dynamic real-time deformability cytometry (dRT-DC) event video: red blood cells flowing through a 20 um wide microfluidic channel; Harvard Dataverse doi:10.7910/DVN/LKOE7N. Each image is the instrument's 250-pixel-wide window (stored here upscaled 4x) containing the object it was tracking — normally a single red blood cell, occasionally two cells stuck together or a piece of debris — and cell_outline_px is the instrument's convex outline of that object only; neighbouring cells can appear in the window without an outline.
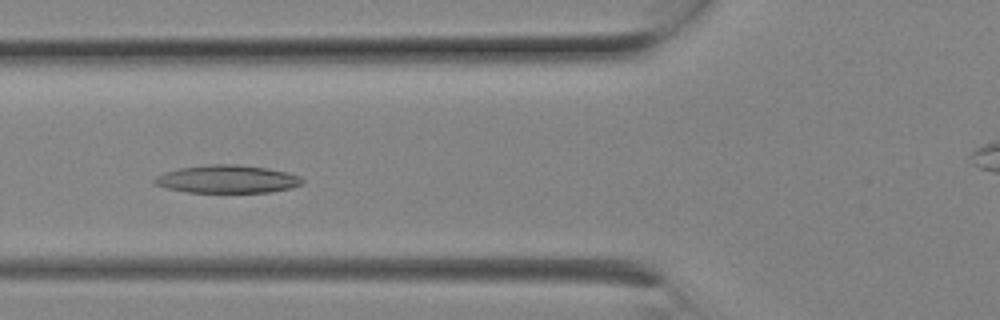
{"species": "Egyptian fruit bat (a non-hibernating species)", "species_latin": "Rousettus aegyptiacus", "temperature_condition": "room temperature", "stored_images_in_passage": 9, "camera_frame_rate_fps": 3000, "um_per_image_px": 0.085, "animal": {"sex": "female"}, "frame": {"image": 1, "passage_image": 8, "time_ms": 2.333, "image_size_px": [1000, 320], "cell_outline_px": [[304, 180], [300, 184], [292, 188], [268, 192], [188, 192], [168, 188], [152, 184], [152, 180], [156, 176], [164, 172], [180, 168], [208, 164], [236, 164], [268, 168], [300, 176]], "centroid_in_image_um": [19.28, 15.22], "position_along_channel_um": 106.5, "area_um2": 23.99}}
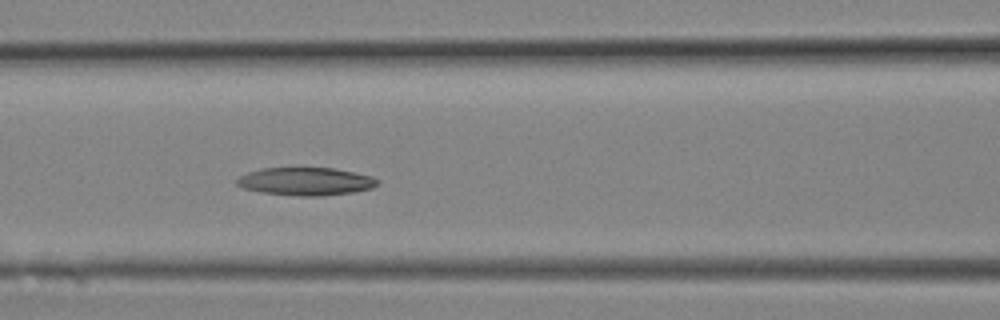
{"frame": {"image": 2, "passage_image": 9, "time_ms": 2.667, "image_size_px": [1000, 320], "cell_outline_px": [[380, 184], [372, 188], [352, 192], [320, 196], [300, 196], [260, 192], [244, 188], [236, 184], [236, 180], [240, 176], [248, 172], [260, 168], [336, 168], [356, 172], [372, 176], [380, 180]], "centroid_in_image_um": [26.02, 15.41], "position_along_channel_um": 140.6, "area_um2": 23.0}}